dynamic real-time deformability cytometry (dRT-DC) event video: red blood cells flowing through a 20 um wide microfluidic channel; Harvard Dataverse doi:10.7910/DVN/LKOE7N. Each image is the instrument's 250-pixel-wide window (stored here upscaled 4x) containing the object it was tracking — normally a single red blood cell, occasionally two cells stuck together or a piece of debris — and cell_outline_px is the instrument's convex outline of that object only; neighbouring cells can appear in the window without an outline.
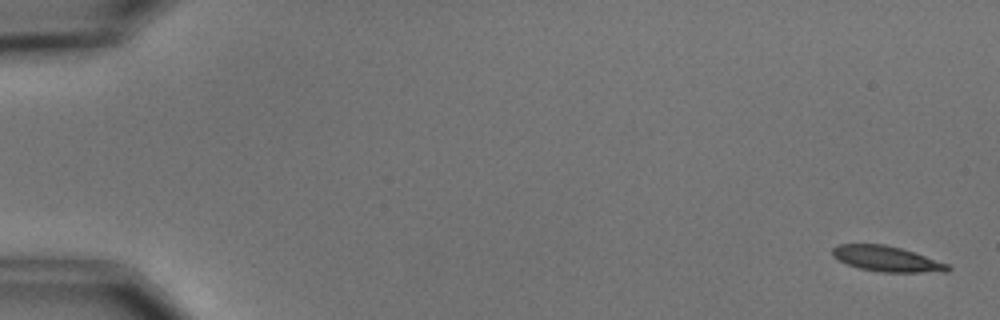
{"species": "common noctule bat (a hibernating species)", "species_latin": "Nyctalus noctula", "temperature_condition": "cold", "stored_images_in_passage": 6, "segment_of_instrument_passage": [1, 2], "camera_frame_rate_fps": 3000, "um_per_image_px": 0.085, "animal": {"sex": "male", "body_mass_g": 15.6}, "frame": {"image": 1, "passage_image": 1, "time_ms": 0.0, "image_size_px": [1000, 320], "cell_outline_px": [[952, 268], [948, 272], [880, 272], [860, 268], [848, 264], [832, 256], [832, 248], [836, 244], [884, 244], [900, 248], [948, 264]], "centroid_in_image_um": [75.36, 22.0], "position_along_channel_um": 9.6, "area_um2": 16.94}}
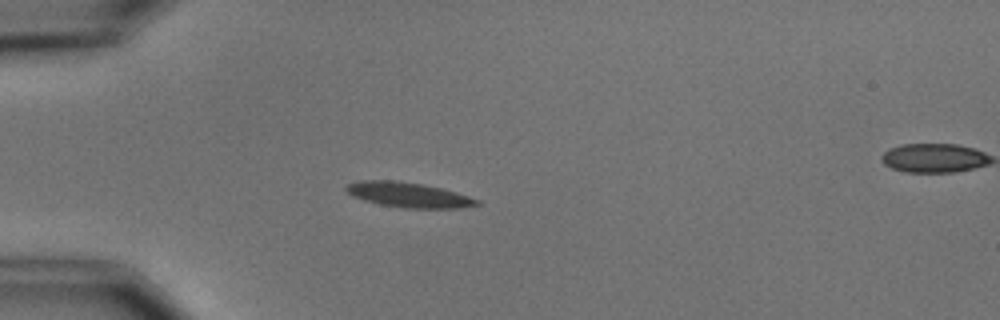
{"frame": {"image": 2, "passage_image": 5, "time_ms": 4.667, "image_size_px": [1000, 320], "cell_outline_px": [[480, 204], [460, 208], [404, 208], [380, 204], [364, 200], [352, 196], [344, 188], [348, 184], [360, 180], [392, 180], [420, 184], [440, 188], [456, 192], [480, 200]], "centroid_in_image_um": [34.71, 16.56], "position_along_channel_um": 50.3, "area_um2": 18.84}}